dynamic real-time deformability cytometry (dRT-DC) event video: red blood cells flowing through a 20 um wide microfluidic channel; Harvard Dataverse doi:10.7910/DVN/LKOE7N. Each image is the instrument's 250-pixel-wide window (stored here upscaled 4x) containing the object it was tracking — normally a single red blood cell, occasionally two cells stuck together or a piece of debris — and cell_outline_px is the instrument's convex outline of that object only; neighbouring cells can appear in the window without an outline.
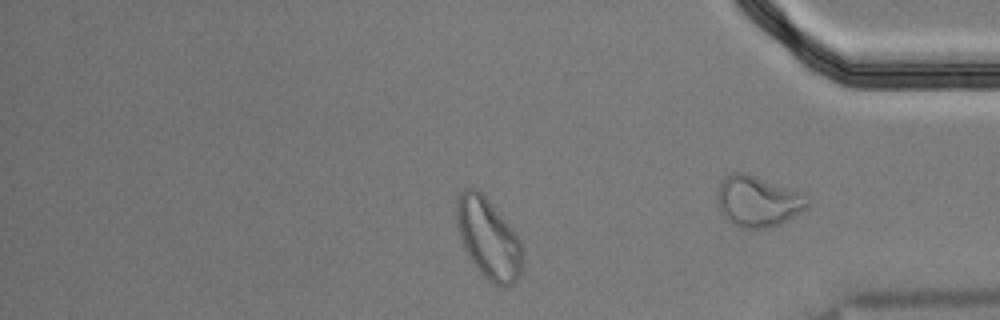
{"species": "Egyptian fruit bat (a non-hibernating species)", "species_latin": "Rousettus aegyptiacus", "temperature_condition": "cold", "stored_images_in_passage": 41, "segment_of_instrument_passage": [2, 2], "camera_frame_rate_fps": 3000, "um_per_image_px": 0.085, "animal": {"sex": "male"}, "frame": {"image": 1, "passage_image": 31, "time_ms": 10.0, "image_size_px": [1000, 320], "cell_outline_px": [[524, 256], [520, 276], [516, 284], [504, 288], [492, 284], [480, 272], [468, 256], [464, 248], [456, 224], [456, 200], [460, 192], [464, 188], [476, 188], [488, 200], [520, 240], [524, 248]], "centroid_in_image_um": [41.53, 20.33], "position_along_channel_um": 393.7, "area_um2": 31.1}}